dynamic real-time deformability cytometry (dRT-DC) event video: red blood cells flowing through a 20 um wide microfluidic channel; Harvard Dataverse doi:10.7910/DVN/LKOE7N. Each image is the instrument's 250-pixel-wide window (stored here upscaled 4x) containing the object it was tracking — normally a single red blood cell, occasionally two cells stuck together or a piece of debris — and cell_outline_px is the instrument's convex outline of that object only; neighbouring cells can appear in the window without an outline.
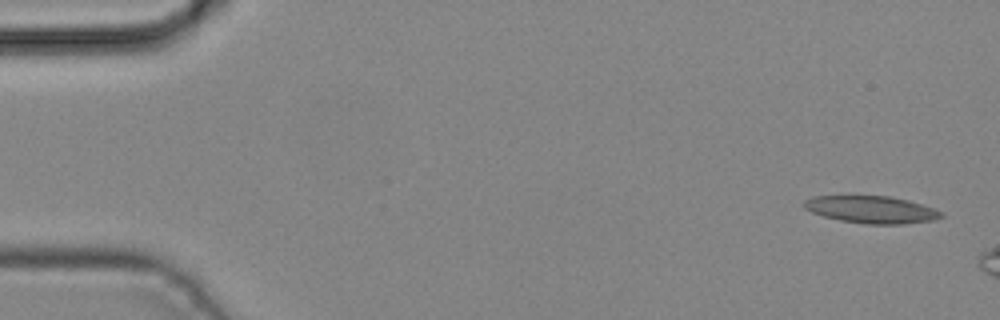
{"species": "common noctule bat (a hibernating species)", "species_latin": "Nyctalus noctula", "temperature_condition": "cold", "stored_images_in_passage": 5, "camera_frame_rate_fps": 3000, "um_per_image_px": 0.085, "animal": {"sex": "male", "body_mass_g": 19.2, "forearm_length_mm": 51.8}, "frame": {"image": 1, "passage_image": 1, "time_ms": 0.0, "image_size_px": [1000, 320], "cell_outline_px": [[944, 216], [932, 220], [904, 224], [864, 224], [840, 220], [824, 216], [812, 212], [804, 208], [804, 200], [812, 196], [888, 196], [908, 200], [944, 212]], "centroid_in_image_um": [74.07, 17.81], "position_along_channel_um": 10.9, "area_um2": 21.68}}